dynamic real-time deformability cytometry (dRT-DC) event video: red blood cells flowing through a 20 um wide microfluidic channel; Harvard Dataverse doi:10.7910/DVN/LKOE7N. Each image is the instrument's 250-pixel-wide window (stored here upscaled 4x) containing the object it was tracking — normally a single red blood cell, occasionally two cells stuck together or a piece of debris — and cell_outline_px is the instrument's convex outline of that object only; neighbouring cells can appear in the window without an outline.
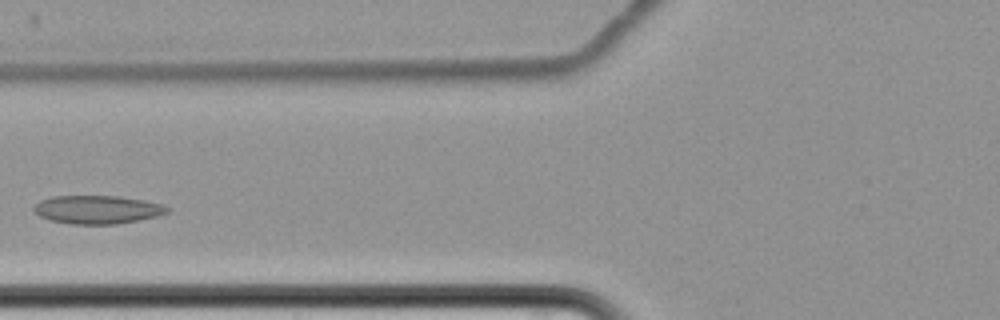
{"species": "common noctule bat (a hibernating species)", "species_latin": "Nyctalus noctula", "temperature_condition": "cold", "stored_images_in_passage": 5, "camera_frame_rate_fps": 3000, "um_per_image_px": 0.085, "animal": {"sex": "female", "body_mass_g": 22.7, "forearm_length_mm": 54.2}, "frame": {"image": 1, "passage_image": 5, "time_ms": 4.667, "image_size_px": [1000, 320], "cell_outline_px": [[172, 208], [168, 212], [156, 216], [116, 224], [72, 224], [52, 220], [40, 216], [32, 208], [40, 200], [52, 196], [116, 196], [144, 200], [160, 204]], "centroid_in_image_um": [8.27, 17.81], "position_along_channel_um": 117.5, "area_um2": 21.79}}